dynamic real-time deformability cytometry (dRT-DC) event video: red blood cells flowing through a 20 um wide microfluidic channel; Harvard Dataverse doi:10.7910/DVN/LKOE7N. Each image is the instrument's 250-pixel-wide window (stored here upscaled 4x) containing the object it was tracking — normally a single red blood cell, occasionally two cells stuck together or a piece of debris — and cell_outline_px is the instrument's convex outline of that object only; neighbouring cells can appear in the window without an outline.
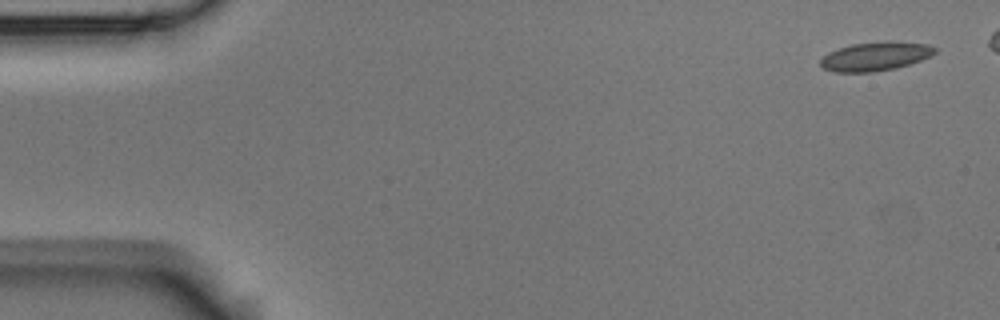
{"species": "Egyptian fruit bat (a non-hibernating species)", "species_latin": "Rousettus aegyptiacus", "temperature_condition": "room temperature", "stored_images_in_passage": 5, "camera_frame_rate_fps": 3000, "um_per_image_px": 0.085, "animal": {"sex": "male"}, "frame": {"image": 1, "passage_image": 1, "time_ms": 0.0, "image_size_px": [1000, 320], "cell_outline_px": [[936, 52], [932, 56], [896, 68], [872, 72], [832, 72], [824, 68], [820, 64], [820, 60], [828, 52], [852, 44], [884, 40], [888, 40], [928, 44], [936, 48]], "centroid_in_image_um": [74.42, 4.78], "position_along_channel_um": 10.6, "area_um2": 19.36}}